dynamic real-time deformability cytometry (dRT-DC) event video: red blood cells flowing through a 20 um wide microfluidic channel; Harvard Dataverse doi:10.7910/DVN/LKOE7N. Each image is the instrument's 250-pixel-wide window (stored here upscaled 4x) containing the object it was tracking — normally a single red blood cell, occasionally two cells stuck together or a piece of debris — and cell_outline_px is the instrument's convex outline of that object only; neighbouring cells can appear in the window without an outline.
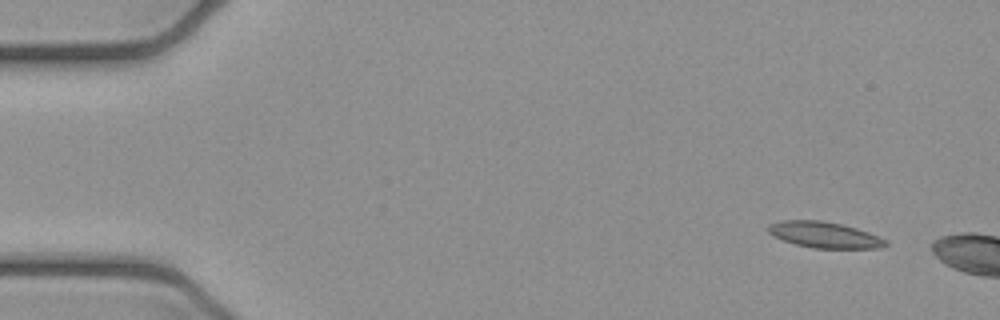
{"species": "common noctule bat (a hibernating species)", "species_latin": "Nyctalus noctula", "temperature_condition": "cold", "stored_images_in_passage": 3, "camera_frame_rate_fps": 3000, "um_per_image_px": 0.085, "animal": {"sex": "female", "body_mass_g": 21.9}, "frame": {"image": 1, "passage_image": 1, "time_ms": 0.0, "image_size_px": [1000, 320], "cell_outline_px": [[888, 244], [880, 248], [812, 248], [796, 244], [784, 240], [768, 232], [768, 224], [780, 220], [820, 220], [840, 224], [856, 228], [880, 236], [888, 240]], "centroid_in_image_um": [70.1, 19.96], "position_along_channel_um": 14.9, "area_um2": 17.74}}